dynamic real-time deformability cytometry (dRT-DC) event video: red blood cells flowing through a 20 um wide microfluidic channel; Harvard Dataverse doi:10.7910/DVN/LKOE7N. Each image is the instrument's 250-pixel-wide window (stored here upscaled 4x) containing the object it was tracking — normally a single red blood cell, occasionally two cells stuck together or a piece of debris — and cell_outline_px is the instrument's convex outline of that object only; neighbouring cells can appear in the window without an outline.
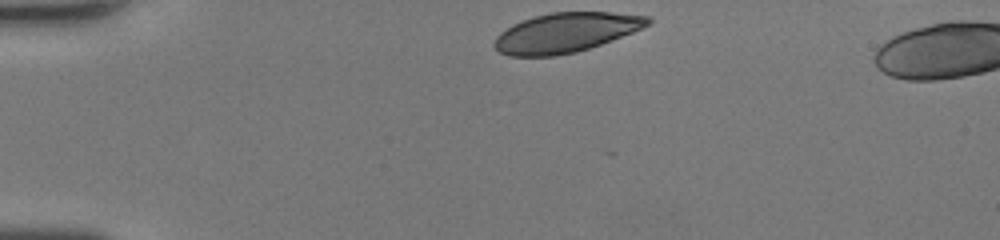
{"species": "human", "species_latin": "Homo sapiens", "temperature_condition": "room temperature", "stored_images_in_passage": 32, "camera_frame_rate_fps": 3000, "um_per_image_px": 0.085, "donor": {"sex": "female"}, "frame": {"image": 1, "passage_image": 1, "time_ms": 0.0, "image_size_px": [1000, 240], "cell_outline_px": [[652, 20], [648, 24], [632, 32], [600, 44], [576, 52], [556, 56], [508, 56], [500, 52], [492, 44], [496, 36], [500, 32], [512, 24], [536, 16], [552, 12], [608, 12], [648, 16]], "centroid_in_image_um": [48.04, 2.78], "position_along_channel_um": 37.0, "area_um2": 35.03}}
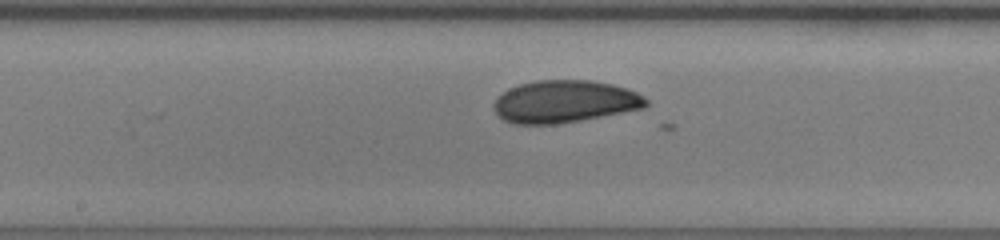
{"frame": {"image": 2, "passage_image": 16, "time_ms": 5.0, "image_size_px": [1000, 240], "cell_outline_px": [[648, 104], [644, 108], [580, 120], [556, 124], [516, 124], [504, 120], [492, 108], [492, 104], [508, 88], [520, 84], [536, 80], [592, 80], [612, 84], [636, 92], [644, 96], [648, 100]], "centroid_in_image_um": [47.99, 8.63], "position_along_channel_um": 200.2, "area_um2": 37.45}}
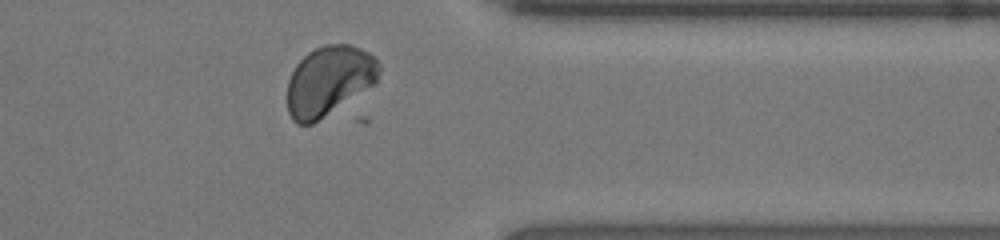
{"frame": {"image": 3, "passage_image": 29, "time_ms": 9.333, "image_size_px": [1000, 240], "cell_outline_px": [[380, 72], [376, 84], [312, 124], [296, 124], [292, 120], [288, 112], [288, 80], [296, 64], [308, 52], [324, 44], [348, 44], [360, 48], [368, 52], [380, 64]], "centroid_in_image_um": [27.97, 6.86], "position_along_channel_um": 383.4, "area_um2": 37.28}, "authors_computed_cell_mechanics": {"area_um2": 37.3966, "velocity_mm_per_s": 4.3732, "shape_relaxation_time_tau1_ms": 6.3979, "shape_relaxation_time_tau2_ms": null, "deformation_change_tau1": 0.1636, "deformation_change_tau2": null}}